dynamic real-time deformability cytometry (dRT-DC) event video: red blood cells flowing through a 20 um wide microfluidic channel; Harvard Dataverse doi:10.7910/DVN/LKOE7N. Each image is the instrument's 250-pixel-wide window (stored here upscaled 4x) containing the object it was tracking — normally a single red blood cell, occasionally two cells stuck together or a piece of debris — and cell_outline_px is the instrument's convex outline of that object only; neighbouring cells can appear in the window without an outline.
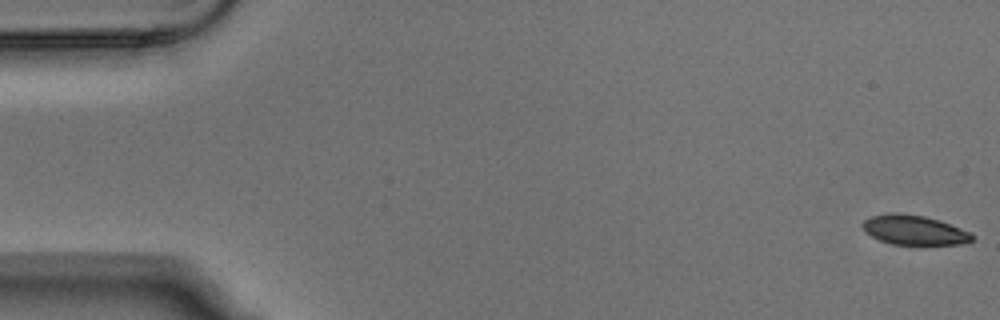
{"species": "Egyptian fruit bat (a non-hibernating species)", "species_latin": "Rousettus aegyptiacus", "temperature_condition": "warm", "stored_images_in_passage": 5, "camera_frame_rate_fps": 3000, "um_per_image_px": 0.085, "animal": {"sex": "male"}, "frame": {"image": 1, "passage_image": 1, "time_ms": 0.0, "image_size_px": [1000, 320], "cell_outline_px": [[976, 236], [972, 240], [960, 244], [892, 244], [880, 240], [864, 232], [860, 224], [864, 220], [872, 216], [892, 212], [896, 212], [924, 216], [940, 220], [972, 232]], "centroid_in_image_um": [77.7, 19.54], "position_along_channel_um": 7.3, "area_um2": 19.02}}
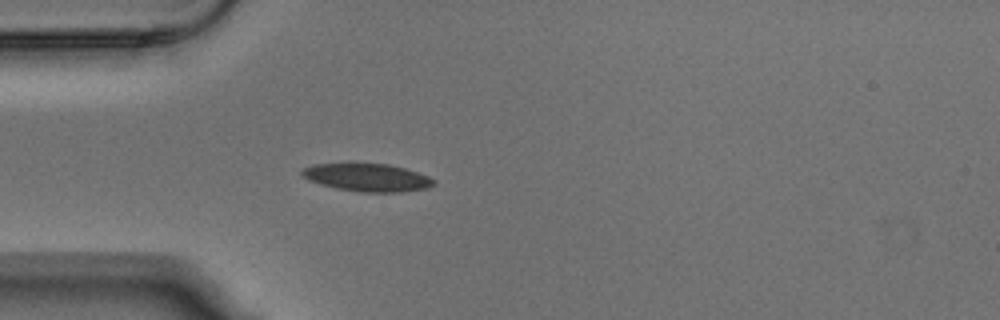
{"frame": {"image": 2, "passage_image": 5, "time_ms": 1.333, "image_size_px": [1000, 320], "cell_outline_px": [[436, 184], [428, 188], [400, 192], [356, 192], [336, 188], [320, 184], [308, 180], [300, 172], [304, 168], [312, 164], [352, 160], [388, 164], [404, 168], [428, 176], [436, 180]], "centroid_in_image_um": [31.17, 15.04], "position_along_channel_um": 53.8, "area_um2": 22.37}}